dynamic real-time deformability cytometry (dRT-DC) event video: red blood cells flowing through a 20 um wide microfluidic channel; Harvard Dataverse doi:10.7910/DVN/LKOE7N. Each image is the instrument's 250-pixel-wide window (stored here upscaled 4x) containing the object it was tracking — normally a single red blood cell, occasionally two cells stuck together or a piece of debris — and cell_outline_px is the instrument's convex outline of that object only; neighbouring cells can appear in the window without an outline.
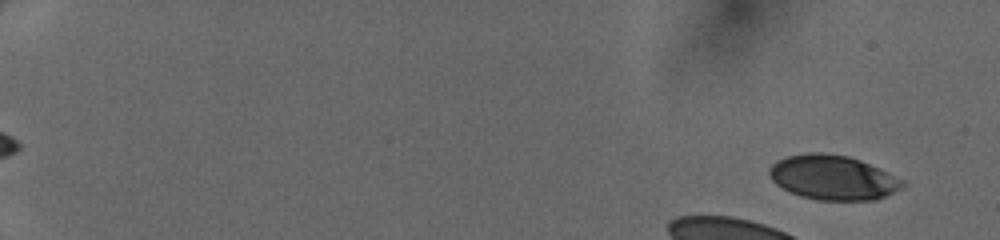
{"species": "human", "species_latin": "Homo sapiens", "temperature_condition": "cold", "stored_images_in_passage": 16, "camera_frame_rate_fps": 3000, "um_per_image_px": 0.085, "donor": {"sex": "female"}, "frame": {"image": 1, "passage_image": 1, "time_ms": 0.0, "image_size_px": [1000, 240], "cell_outline_px": [[904, 188], [876, 200], [816, 200], [800, 196], [776, 184], [772, 180], [768, 172], [768, 168], [772, 164], [788, 156], [812, 152], [820, 152], [848, 156], [860, 160], [904, 180]], "centroid_in_image_um": [70.81, 15.1], "position_along_channel_um": 14.2, "area_um2": 34.45}}